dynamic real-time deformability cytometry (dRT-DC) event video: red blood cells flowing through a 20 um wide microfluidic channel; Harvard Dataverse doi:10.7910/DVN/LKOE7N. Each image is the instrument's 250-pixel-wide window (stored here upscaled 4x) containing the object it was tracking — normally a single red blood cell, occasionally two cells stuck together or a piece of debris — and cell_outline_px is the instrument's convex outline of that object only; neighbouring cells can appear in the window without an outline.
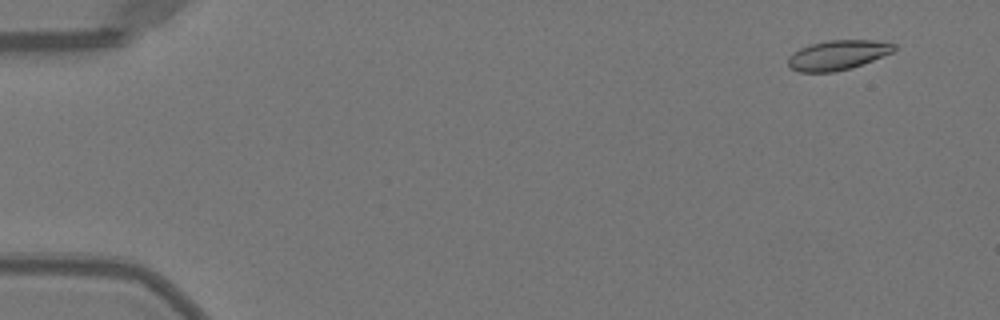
{"species": "Egyptian fruit bat (a non-hibernating species)", "species_latin": "Rousettus aegyptiacus", "temperature_condition": "warm", "stored_images_in_passage": 48, "camera_frame_rate_fps": 3000, "um_per_image_px": 0.085, "animal": {"sex": "female"}, "frame": {"image": 1, "passage_image": 4, "time_ms": 1.0, "image_size_px": [1000, 320], "cell_outline_px": [[896, 48], [892, 52], [852, 68], [832, 72], [800, 72], [792, 68], [788, 64], [788, 56], [800, 48], [812, 44], [828, 40], [872, 40], [896, 44]], "centroid_in_image_um": [71.2, 4.68], "position_along_channel_um": 13.8, "area_um2": 18.15}}
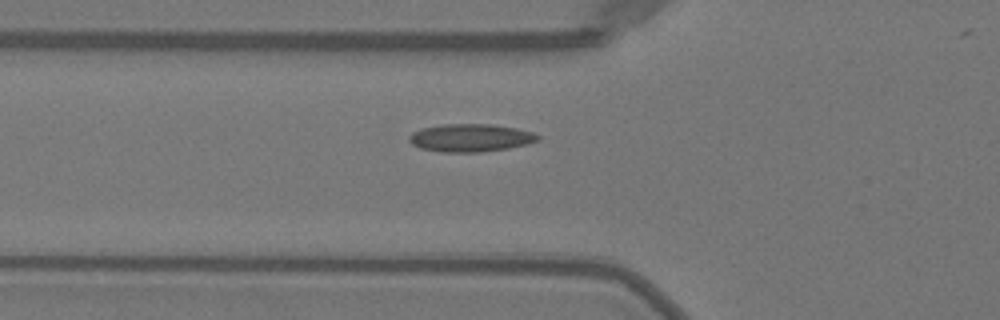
{"frame": {"image": 2, "passage_image": 19, "time_ms": 6.0, "image_size_px": [1000, 320], "cell_outline_px": [[540, 140], [508, 148], [480, 152], [444, 152], [420, 148], [412, 144], [408, 140], [408, 136], [412, 132], [420, 128], [444, 124], [492, 124], [516, 128], [532, 132], [540, 136]], "centroid_in_image_um": [39.96, 11.71], "position_along_channel_um": 85.8, "area_um2": 20.87}}
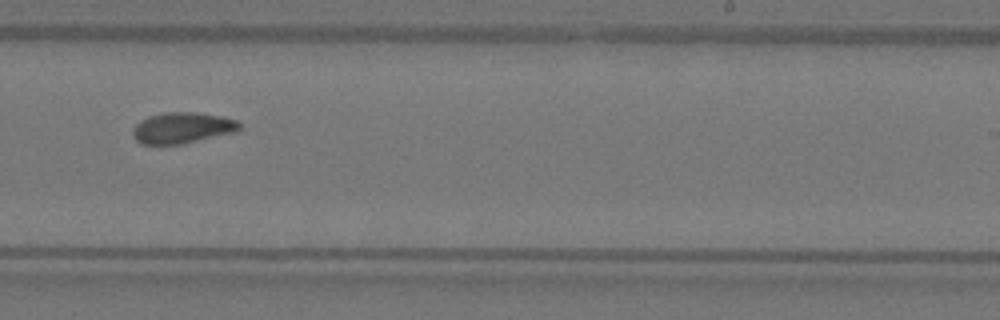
{"frame": {"image": 3, "passage_image": 33, "time_ms": 10.667, "image_size_px": [1000, 320], "cell_outline_px": [[240, 128], [236, 132], [184, 144], [140, 144], [132, 136], [132, 128], [140, 120], [148, 116], [164, 112], [196, 112], [220, 116], [236, 120], [240, 124]], "centroid_in_image_um": [15.46, 10.87], "position_along_channel_um": 273.5, "area_um2": 19.48}, "authors_computed_cell_mechanics": {"area_um2": 18.8717, "velocity_mm_per_s": 4.0224, "shape_relaxation_time_tau1_ms": null, "shape_relaxation_time_tau2_ms": 2.4583, "deformation_change_tau1": null, "deformation_change_tau2": 0.0652}}